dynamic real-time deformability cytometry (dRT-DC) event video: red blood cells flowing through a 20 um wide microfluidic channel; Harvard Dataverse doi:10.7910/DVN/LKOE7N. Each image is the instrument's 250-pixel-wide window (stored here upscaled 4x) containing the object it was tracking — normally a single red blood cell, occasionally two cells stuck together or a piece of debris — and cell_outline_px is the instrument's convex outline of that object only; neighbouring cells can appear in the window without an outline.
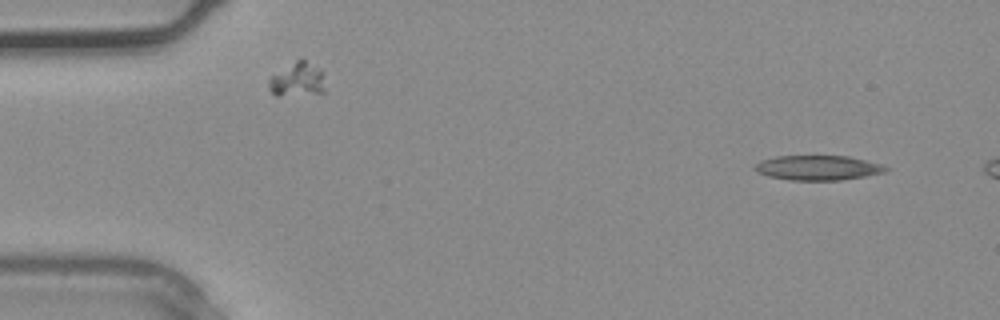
{"species": "common noctule bat (a hibernating species)", "species_latin": "Nyctalus noctula", "temperature_condition": "warm", "stored_images_in_passage": 2, "camera_frame_rate_fps": 3000, "um_per_image_px": 0.085, "animal": {"sex": "male", "body_mass_g": 20.4}, "frame": {"image": 1, "passage_image": 1, "time_ms": 0.0, "image_size_px": [1000, 320], "cell_outline_px": [[888, 172], [840, 180], [788, 180], [768, 176], [756, 172], [752, 168], [760, 160], [776, 156], [848, 156], [884, 164], [888, 168]], "centroid_in_image_um": [69.52, 14.26], "position_along_channel_um": 15.5, "area_um2": 19.07}}